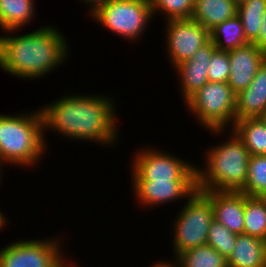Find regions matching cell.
Returning <instances> with one entry per match:
<instances>
[{
    "mask_svg": "<svg viewBox=\"0 0 266 267\" xmlns=\"http://www.w3.org/2000/svg\"><path fill=\"white\" fill-rule=\"evenodd\" d=\"M266 10V0H247L238 5L237 15L241 18L244 35L248 43L258 47V33Z\"/></svg>",
    "mask_w": 266,
    "mask_h": 267,
    "instance_id": "obj_21",
    "label": "cell"
},
{
    "mask_svg": "<svg viewBox=\"0 0 266 267\" xmlns=\"http://www.w3.org/2000/svg\"><path fill=\"white\" fill-rule=\"evenodd\" d=\"M57 28L43 25L24 34H18L19 29L3 31L7 34L0 36L2 71L23 80H35L67 63L71 49Z\"/></svg>",
    "mask_w": 266,
    "mask_h": 267,
    "instance_id": "obj_2",
    "label": "cell"
},
{
    "mask_svg": "<svg viewBox=\"0 0 266 267\" xmlns=\"http://www.w3.org/2000/svg\"><path fill=\"white\" fill-rule=\"evenodd\" d=\"M237 5L242 4L243 2H246L247 0H234Z\"/></svg>",
    "mask_w": 266,
    "mask_h": 267,
    "instance_id": "obj_34",
    "label": "cell"
},
{
    "mask_svg": "<svg viewBox=\"0 0 266 267\" xmlns=\"http://www.w3.org/2000/svg\"><path fill=\"white\" fill-rule=\"evenodd\" d=\"M238 5L234 0H195L192 19L207 30L237 15Z\"/></svg>",
    "mask_w": 266,
    "mask_h": 267,
    "instance_id": "obj_16",
    "label": "cell"
},
{
    "mask_svg": "<svg viewBox=\"0 0 266 267\" xmlns=\"http://www.w3.org/2000/svg\"><path fill=\"white\" fill-rule=\"evenodd\" d=\"M266 114V92L241 91L236 95L235 121Z\"/></svg>",
    "mask_w": 266,
    "mask_h": 267,
    "instance_id": "obj_23",
    "label": "cell"
},
{
    "mask_svg": "<svg viewBox=\"0 0 266 267\" xmlns=\"http://www.w3.org/2000/svg\"><path fill=\"white\" fill-rule=\"evenodd\" d=\"M227 141L205 151V167L197 166V190L240 192L246 183L250 153L230 129Z\"/></svg>",
    "mask_w": 266,
    "mask_h": 267,
    "instance_id": "obj_4",
    "label": "cell"
},
{
    "mask_svg": "<svg viewBox=\"0 0 266 267\" xmlns=\"http://www.w3.org/2000/svg\"><path fill=\"white\" fill-rule=\"evenodd\" d=\"M258 33V48L266 52V10Z\"/></svg>",
    "mask_w": 266,
    "mask_h": 267,
    "instance_id": "obj_29",
    "label": "cell"
},
{
    "mask_svg": "<svg viewBox=\"0 0 266 267\" xmlns=\"http://www.w3.org/2000/svg\"><path fill=\"white\" fill-rule=\"evenodd\" d=\"M184 203L172 223L171 243L174 258L190 249L207 244L209 228L214 220L211 202L200 191L197 190Z\"/></svg>",
    "mask_w": 266,
    "mask_h": 267,
    "instance_id": "obj_7",
    "label": "cell"
},
{
    "mask_svg": "<svg viewBox=\"0 0 266 267\" xmlns=\"http://www.w3.org/2000/svg\"><path fill=\"white\" fill-rule=\"evenodd\" d=\"M17 114H0L1 168L12 164L26 169L33 168L35 164L41 163L40 159L42 161L47 153L39 107Z\"/></svg>",
    "mask_w": 266,
    "mask_h": 267,
    "instance_id": "obj_3",
    "label": "cell"
},
{
    "mask_svg": "<svg viewBox=\"0 0 266 267\" xmlns=\"http://www.w3.org/2000/svg\"><path fill=\"white\" fill-rule=\"evenodd\" d=\"M266 60V52L253 43L229 51L230 75L228 85L237 95L245 90Z\"/></svg>",
    "mask_w": 266,
    "mask_h": 267,
    "instance_id": "obj_12",
    "label": "cell"
},
{
    "mask_svg": "<svg viewBox=\"0 0 266 267\" xmlns=\"http://www.w3.org/2000/svg\"><path fill=\"white\" fill-rule=\"evenodd\" d=\"M244 213V233L266 241V197L245 194Z\"/></svg>",
    "mask_w": 266,
    "mask_h": 267,
    "instance_id": "obj_20",
    "label": "cell"
},
{
    "mask_svg": "<svg viewBox=\"0 0 266 267\" xmlns=\"http://www.w3.org/2000/svg\"><path fill=\"white\" fill-rule=\"evenodd\" d=\"M231 130L243 142L251 156L266 155V123L261 117L237 120Z\"/></svg>",
    "mask_w": 266,
    "mask_h": 267,
    "instance_id": "obj_17",
    "label": "cell"
},
{
    "mask_svg": "<svg viewBox=\"0 0 266 267\" xmlns=\"http://www.w3.org/2000/svg\"><path fill=\"white\" fill-rule=\"evenodd\" d=\"M15 240L0 250V267H66L61 238ZM59 238V239H58Z\"/></svg>",
    "mask_w": 266,
    "mask_h": 267,
    "instance_id": "obj_9",
    "label": "cell"
},
{
    "mask_svg": "<svg viewBox=\"0 0 266 267\" xmlns=\"http://www.w3.org/2000/svg\"><path fill=\"white\" fill-rule=\"evenodd\" d=\"M89 14L92 21L132 43L141 41L153 20L150 0H107Z\"/></svg>",
    "mask_w": 266,
    "mask_h": 267,
    "instance_id": "obj_6",
    "label": "cell"
},
{
    "mask_svg": "<svg viewBox=\"0 0 266 267\" xmlns=\"http://www.w3.org/2000/svg\"><path fill=\"white\" fill-rule=\"evenodd\" d=\"M184 104L203 129L218 137L235 123L236 94L228 83L208 81Z\"/></svg>",
    "mask_w": 266,
    "mask_h": 267,
    "instance_id": "obj_5",
    "label": "cell"
},
{
    "mask_svg": "<svg viewBox=\"0 0 266 267\" xmlns=\"http://www.w3.org/2000/svg\"><path fill=\"white\" fill-rule=\"evenodd\" d=\"M134 199L150 210L167 202L188 200L197 191V181H131Z\"/></svg>",
    "mask_w": 266,
    "mask_h": 267,
    "instance_id": "obj_11",
    "label": "cell"
},
{
    "mask_svg": "<svg viewBox=\"0 0 266 267\" xmlns=\"http://www.w3.org/2000/svg\"><path fill=\"white\" fill-rule=\"evenodd\" d=\"M176 259L180 267H228L227 259L208 244L190 249Z\"/></svg>",
    "mask_w": 266,
    "mask_h": 267,
    "instance_id": "obj_22",
    "label": "cell"
},
{
    "mask_svg": "<svg viewBox=\"0 0 266 267\" xmlns=\"http://www.w3.org/2000/svg\"><path fill=\"white\" fill-rule=\"evenodd\" d=\"M237 234L231 232L221 223L213 220L208 233L207 244L213 247L226 259L232 254Z\"/></svg>",
    "mask_w": 266,
    "mask_h": 267,
    "instance_id": "obj_26",
    "label": "cell"
},
{
    "mask_svg": "<svg viewBox=\"0 0 266 267\" xmlns=\"http://www.w3.org/2000/svg\"><path fill=\"white\" fill-rule=\"evenodd\" d=\"M240 192L266 197V155L250 156L246 183Z\"/></svg>",
    "mask_w": 266,
    "mask_h": 267,
    "instance_id": "obj_24",
    "label": "cell"
},
{
    "mask_svg": "<svg viewBox=\"0 0 266 267\" xmlns=\"http://www.w3.org/2000/svg\"><path fill=\"white\" fill-rule=\"evenodd\" d=\"M105 95L73 92L39 108L46 144V133L52 130L62 138H70V141H89L105 145L103 147H116L120 139L119 119L116 116L119 112L114 98Z\"/></svg>",
    "mask_w": 266,
    "mask_h": 267,
    "instance_id": "obj_1",
    "label": "cell"
},
{
    "mask_svg": "<svg viewBox=\"0 0 266 267\" xmlns=\"http://www.w3.org/2000/svg\"><path fill=\"white\" fill-rule=\"evenodd\" d=\"M164 21H166L164 22L165 51L173 69L189 60L199 48L210 41V31L192 18Z\"/></svg>",
    "mask_w": 266,
    "mask_h": 267,
    "instance_id": "obj_10",
    "label": "cell"
},
{
    "mask_svg": "<svg viewBox=\"0 0 266 267\" xmlns=\"http://www.w3.org/2000/svg\"><path fill=\"white\" fill-rule=\"evenodd\" d=\"M216 46L210 40L185 62L176 66L183 103L208 82V66Z\"/></svg>",
    "mask_w": 266,
    "mask_h": 267,
    "instance_id": "obj_13",
    "label": "cell"
},
{
    "mask_svg": "<svg viewBox=\"0 0 266 267\" xmlns=\"http://www.w3.org/2000/svg\"><path fill=\"white\" fill-rule=\"evenodd\" d=\"M3 171L2 170H0V184H1V181H2V178H4V177H2V175L4 174V173H2ZM2 174V175H1Z\"/></svg>",
    "mask_w": 266,
    "mask_h": 267,
    "instance_id": "obj_35",
    "label": "cell"
},
{
    "mask_svg": "<svg viewBox=\"0 0 266 267\" xmlns=\"http://www.w3.org/2000/svg\"><path fill=\"white\" fill-rule=\"evenodd\" d=\"M80 2H83L85 6H89L88 13H91L98 5L102 4L103 2H106L107 0H79ZM87 4V5H86Z\"/></svg>",
    "mask_w": 266,
    "mask_h": 267,
    "instance_id": "obj_31",
    "label": "cell"
},
{
    "mask_svg": "<svg viewBox=\"0 0 266 267\" xmlns=\"http://www.w3.org/2000/svg\"><path fill=\"white\" fill-rule=\"evenodd\" d=\"M178 265L179 264L177 262V259L174 258L173 261H171V260L169 261V259L168 260L164 259V261L163 260H159L157 262H154L153 265L150 266V267H178Z\"/></svg>",
    "mask_w": 266,
    "mask_h": 267,
    "instance_id": "obj_30",
    "label": "cell"
},
{
    "mask_svg": "<svg viewBox=\"0 0 266 267\" xmlns=\"http://www.w3.org/2000/svg\"><path fill=\"white\" fill-rule=\"evenodd\" d=\"M151 147V148H150ZM146 146L134 152L131 181H197V165L169 151ZM166 152V153H165Z\"/></svg>",
    "mask_w": 266,
    "mask_h": 267,
    "instance_id": "obj_8",
    "label": "cell"
},
{
    "mask_svg": "<svg viewBox=\"0 0 266 267\" xmlns=\"http://www.w3.org/2000/svg\"><path fill=\"white\" fill-rule=\"evenodd\" d=\"M66 267H81V266H80V265L77 266V265L75 264V261H72V260H71V262H70Z\"/></svg>",
    "mask_w": 266,
    "mask_h": 267,
    "instance_id": "obj_33",
    "label": "cell"
},
{
    "mask_svg": "<svg viewBox=\"0 0 266 267\" xmlns=\"http://www.w3.org/2000/svg\"><path fill=\"white\" fill-rule=\"evenodd\" d=\"M152 17L163 15L164 19H191L195 0H150ZM159 13V14H158Z\"/></svg>",
    "mask_w": 266,
    "mask_h": 267,
    "instance_id": "obj_25",
    "label": "cell"
},
{
    "mask_svg": "<svg viewBox=\"0 0 266 267\" xmlns=\"http://www.w3.org/2000/svg\"><path fill=\"white\" fill-rule=\"evenodd\" d=\"M210 40L217 50L231 51L248 44L243 30L241 18L236 15L210 30Z\"/></svg>",
    "mask_w": 266,
    "mask_h": 267,
    "instance_id": "obj_19",
    "label": "cell"
},
{
    "mask_svg": "<svg viewBox=\"0 0 266 267\" xmlns=\"http://www.w3.org/2000/svg\"><path fill=\"white\" fill-rule=\"evenodd\" d=\"M7 218L8 217L5 216L4 212L0 210V231L4 230L3 228H6L5 226L7 225V222L9 223Z\"/></svg>",
    "mask_w": 266,
    "mask_h": 267,
    "instance_id": "obj_32",
    "label": "cell"
},
{
    "mask_svg": "<svg viewBox=\"0 0 266 267\" xmlns=\"http://www.w3.org/2000/svg\"><path fill=\"white\" fill-rule=\"evenodd\" d=\"M230 75L229 51L215 50L208 66V81L228 83Z\"/></svg>",
    "mask_w": 266,
    "mask_h": 267,
    "instance_id": "obj_27",
    "label": "cell"
},
{
    "mask_svg": "<svg viewBox=\"0 0 266 267\" xmlns=\"http://www.w3.org/2000/svg\"><path fill=\"white\" fill-rule=\"evenodd\" d=\"M201 193L211 202L214 220L237 235L244 233L245 193L230 191H206Z\"/></svg>",
    "mask_w": 266,
    "mask_h": 267,
    "instance_id": "obj_14",
    "label": "cell"
},
{
    "mask_svg": "<svg viewBox=\"0 0 266 267\" xmlns=\"http://www.w3.org/2000/svg\"><path fill=\"white\" fill-rule=\"evenodd\" d=\"M228 267H266V241L245 233L237 235Z\"/></svg>",
    "mask_w": 266,
    "mask_h": 267,
    "instance_id": "obj_15",
    "label": "cell"
},
{
    "mask_svg": "<svg viewBox=\"0 0 266 267\" xmlns=\"http://www.w3.org/2000/svg\"><path fill=\"white\" fill-rule=\"evenodd\" d=\"M261 118H262V119L264 120V122L266 123V114H264Z\"/></svg>",
    "mask_w": 266,
    "mask_h": 267,
    "instance_id": "obj_36",
    "label": "cell"
},
{
    "mask_svg": "<svg viewBox=\"0 0 266 267\" xmlns=\"http://www.w3.org/2000/svg\"><path fill=\"white\" fill-rule=\"evenodd\" d=\"M35 0H0V29L20 31L36 15Z\"/></svg>",
    "mask_w": 266,
    "mask_h": 267,
    "instance_id": "obj_18",
    "label": "cell"
},
{
    "mask_svg": "<svg viewBox=\"0 0 266 267\" xmlns=\"http://www.w3.org/2000/svg\"><path fill=\"white\" fill-rule=\"evenodd\" d=\"M242 91L266 92V60L259 67L257 74L254 76L251 84Z\"/></svg>",
    "mask_w": 266,
    "mask_h": 267,
    "instance_id": "obj_28",
    "label": "cell"
}]
</instances>
